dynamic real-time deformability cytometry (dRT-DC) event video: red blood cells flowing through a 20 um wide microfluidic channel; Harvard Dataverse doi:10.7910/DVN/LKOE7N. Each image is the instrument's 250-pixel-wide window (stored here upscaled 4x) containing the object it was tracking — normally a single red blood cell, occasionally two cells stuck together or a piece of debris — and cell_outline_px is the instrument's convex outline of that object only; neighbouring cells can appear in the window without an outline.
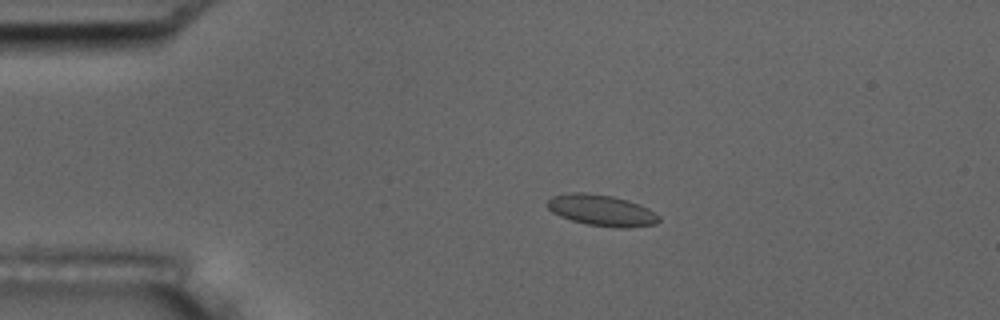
{"species": "common noctule bat (a hibernating species)", "species_latin": "Nyctalus noctula", "temperature_condition": "room temperature", "stored_images_in_passage": 56, "camera_frame_rate_fps": 3000, "um_per_image_px": 0.085, "animal": {"sex": "male", "body_mass_g": 17.5, "forearm_length_mm": 52.3}, "frame": {"image": 1, "passage_image": 12, "time_ms": 3.667, "image_size_px": [1000, 320], "cell_outline_px": [[660, 220], [656, 224], [628, 228], [616, 228], [588, 224], [572, 220], [560, 216], [552, 212], [544, 204], [552, 196], [568, 192], [584, 192], [612, 196], [628, 200], [640, 204], [648, 208], [660, 216]], "centroid_in_image_um": [51.13, 17.87], "position_along_channel_um": 33.9, "area_um2": 20.46}}
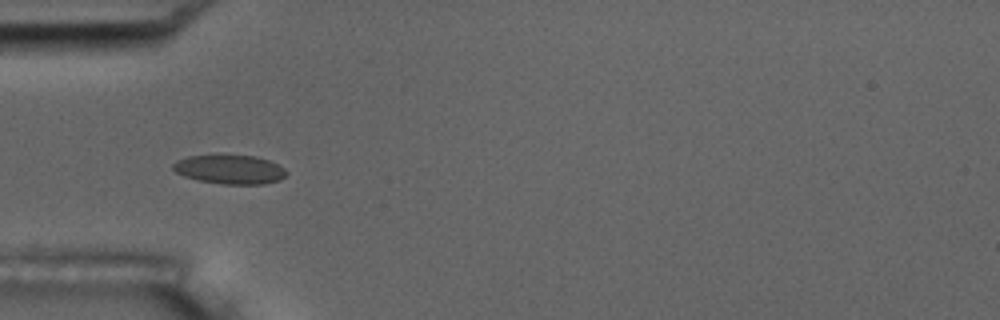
{"frame": {"image": 2, "passage_image": 18, "time_ms": 5.667, "image_size_px": [1000, 320], "cell_outline_px": [[288, 172], [280, 180], [264, 184], [220, 184], [196, 180], [184, 176], [176, 172], [172, 168], [172, 164], [176, 160], [188, 156], [216, 152], [256, 156], [268, 160], [284, 168]], "centroid_in_image_um": [19.48, 14.35], "position_along_channel_um": 65.5, "area_um2": 20.06}}
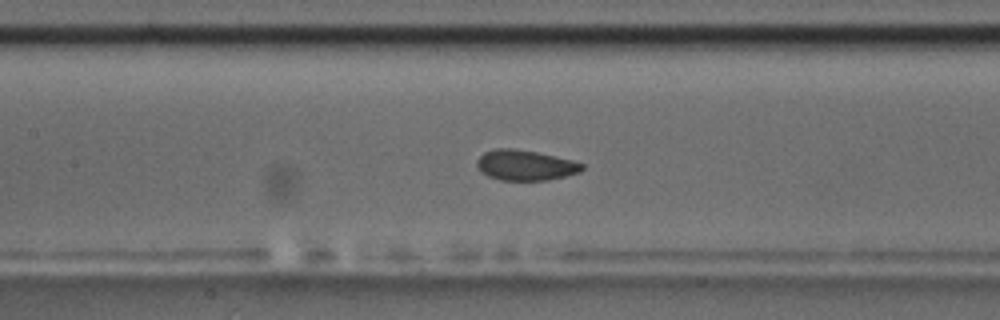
{"frame": {"image": 3, "passage_image": 26, "time_ms": 8.333, "image_size_px": [1000, 320], "cell_outline_px": [[584, 168], [580, 172], [548, 180], [500, 180], [488, 176], [480, 172], [476, 164], [476, 160], [484, 152], [496, 148], [512, 148], [536, 152], [572, 160], [584, 164]], "centroid_in_image_um": [44.62, 14.04], "position_along_channel_um": 162.8, "area_um2": 18.61}, "authors_computed_cell_mechanics": {"area_um2": 19.2474, "velocity_mm_per_s": 3.6725, "shape_relaxation_time_tau1_ms": 2.8924, "shape_relaxation_time_tau2_ms": null, "deformation_change_tau1": 0.0675, "deformation_change_tau2": null}}